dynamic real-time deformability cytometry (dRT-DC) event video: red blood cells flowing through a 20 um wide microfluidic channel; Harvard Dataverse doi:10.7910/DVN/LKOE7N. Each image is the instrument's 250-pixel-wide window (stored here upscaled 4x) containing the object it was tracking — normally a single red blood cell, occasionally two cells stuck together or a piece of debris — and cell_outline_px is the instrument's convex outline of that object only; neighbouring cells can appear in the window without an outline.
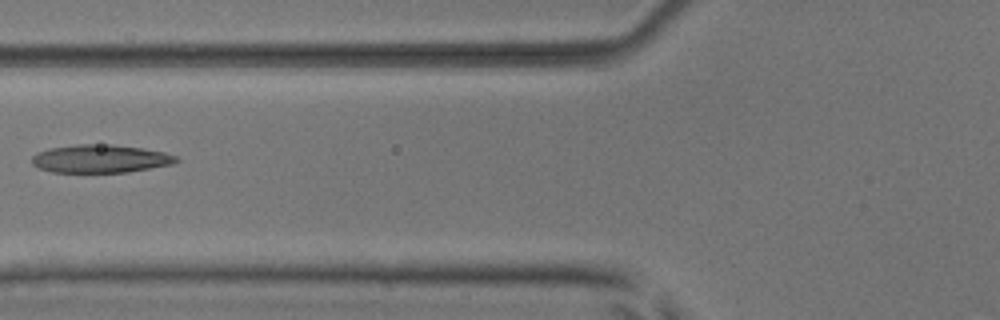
{"species": "common noctule bat (a hibernating species)", "species_latin": "Nyctalus noctula", "temperature_condition": "room temperature", "stored_images_in_passage": 6, "camera_frame_rate_fps": 3000, "um_per_image_px": 0.085, "animal": {"sex": "male", "body_mass_g": 17.9, "forearm_length_mm": 54.2}, "frame": {"image": 1, "passage_image": 6, "time_ms": 6.667, "image_size_px": [1000, 320], "cell_outline_px": [[180, 160], [172, 164], [128, 172], [52, 172], [40, 168], [32, 164], [32, 156], [36, 152], [48, 148], [76, 144], [112, 144], [140, 148], [164, 152], [176, 156]], "centroid_in_image_um": [8.5, 13.48], "position_along_channel_um": 117.3, "area_um2": 23.64}}